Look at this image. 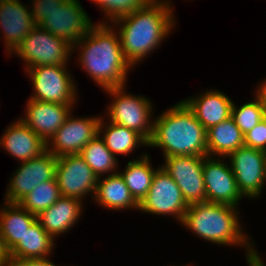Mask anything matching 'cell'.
Instances as JSON below:
<instances>
[{"instance_id":"26","label":"cell","mask_w":266,"mask_h":266,"mask_svg":"<svg viewBox=\"0 0 266 266\" xmlns=\"http://www.w3.org/2000/svg\"><path fill=\"white\" fill-rule=\"evenodd\" d=\"M157 169L152 168L148 154H143L137 160L128 162L125 170L119 172L138 204L147 195Z\"/></svg>"},{"instance_id":"2","label":"cell","mask_w":266,"mask_h":266,"mask_svg":"<svg viewBox=\"0 0 266 266\" xmlns=\"http://www.w3.org/2000/svg\"><path fill=\"white\" fill-rule=\"evenodd\" d=\"M104 22L94 24L73 49L79 46V65L103 90L125 87L131 65L123 55L119 34Z\"/></svg>"},{"instance_id":"17","label":"cell","mask_w":266,"mask_h":266,"mask_svg":"<svg viewBox=\"0 0 266 266\" xmlns=\"http://www.w3.org/2000/svg\"><path fill=\"white\" fill-rule=\"evenodd\" d=\"M32 12L19 0H0V29L5 35V43L8 54H14L16 47L35 27Z\"/></svg>"},{"instance_id":"19","label":"cell","mask_w":266,"mask_h":266,"mask_svg":"<svg viewBox=\"0 0 266 266\" xmlns=\"http://www.w3.org/2000/svg\"><path fill=\"white\" fill-rule=\"evenodd\" d=\"M206 130L231 117L233 101L220 90L183 100Z\"/></svg>"},{"instance_id":"7","label":"cell","mask_w":266,"mask_h":266,"mask_svg":"<svg viewBox=\"0 0 266 266\" xmlns=\"http://www.w3.org/2000/svg\"><path fill=\"white\" fill-rule=\"evenodd\" d=\"M66 67L47 65L25 69L34 86L30 99L73 105L77 101L76 86Z\"/></svg>"},{"instance_id":"34","label":"cell","mask_w":266,"mask_h":266,"mask_svg":"<svg viewBox=\"0 0 266 266\" xmlns=\"http://www.w3.org/2000/svg\"><path fill=\"white\" fill-rule=\"evenodd\" d=\"M9 258V251L6 249L3 238L0 235V266H6Z\"/></svg>"},{"instance_id":"25","label":"cell","mask_w":266,"mask_h":266,"mask_svg":"<svg viewBox=\"0 0 266 266\" xmlns=\"http://www.w3.org/2000/svg\"><path fill=\"white\" fill-rule=\"evenodd\" d=\"M102 121L101 116L98 134L102 136L101 138L103 139L106 147L114 156H117V154L128 155L131 151H134L138 145L148 146V141L135 130L113 122H108L105 125L104 121Z\"/></svg>"},{"instance_id":"35","label":"cell","mask_w":266,"mask_h":266,"mask_svg":"<svg viewBox=\"0 0 266 266\" xmlns=\"http://www.w3.org/2000/svg\"><path fill=\"white\" fill-rule=\"evenodd\" d=\"M256 96L260 99V101L263 104V108L265 110L266 114V79L262 82V84H259V87L257 88Z\"/></svg>"},{"instance_id":"20","label":"cell","mask_w":266,"mask_h":266,"mask_svg":"<svg viewBox=\"0 0 266 266\" xmlns=\"http://www.w3.org/2000/svg\"><path fill=\"white\" fill-rule=\"evenodd\" d=\"M82 201L61 196L52 206L42 211L37 220L53 238L70 230L82 212Z\"/></svg>"},{"instance_id":"6","label":"cell","mask_w":266,"mask_h":266,"mask_svg":"<svg viewBox=\"0 0 266 266\" xmlns=\"http://www.w3.org/2000/svg\"><path fill=\"white\" fill-rule=\"evenodd\" d=\"M124 88L104 90L113 97L106 112L109 115V121L135 130L149 141L154 125V120H151L152 103L144 96L129 95Z\"/></svg>"},{"instance_id":"14","label":"cell","mask_w":266,"mask_h":266,"mask_svg":"<svg viewBox=\"0 0 266 266\" xmlns=\"http://www.w3.org/2000/svg\"><path fill=\"white\" fill-rule=\"evenodd\" d=\"M57 156L43 152L39 157L21 162L13 174L5 195V202L18 203L42 182L55 177Z\"/></svg>"},{"instance_id":"15","label":"cell","mask_w":266,"mask_h":266,"mask_svg":"<svg viewBox=\"0 0 266 266\" xmlns=\"http://www.w3.org/2000/svg\"><path fill=\"white\" fill-rule=\"evenodd\" d=\"M206 156L203 160V175L206 201L231 206L239 205L243 199L229 163Z\"/></svg>"},{"instance_id":"21","label":"cell","mask_w":266,"mask_h":266,"mask_svg":"<svg viewBox=\"0 0 266 266\" xmlns=\"http://www.w3.org/2000/svg\"><path fill=\"white\" fill-rule=\"evenodd\" d=\"M37 216L24 209L19 203L5 202L0 211V235L10 252L20 241Z\"/></svg>"},{"instance_id":"18","label":"cell","mask_w":266,"mask_h":266,"mask_svg":"<svg viewBox=\"0 0 266 266\" xmlns=\"http://www.w3.org/2000/svg\"><path fill=\"white\" fill-rule=\"evenodd\" d=\"M0 144L11 156L21 162L39 157L46 151L44 142L21 119L7 127Z\"/></svg>"},{"instance_id":"9","label":"cell","mask_w":266,"mask_h":266,"mask_svg":"<svg viewBox=\"0 0 266 266\" xmlns=\"http://www.w3.org/2000/svg\"><path fill=\"white\" fill-rule=\"evenodd\" d=\"M227 157L242 196L259 197L266 182V152L243 146Z\"/></svg>"},{"instance_id":"3","label":"cell","mask_w":266,"mask_h":266,"mask_svg":"<svg viewBox=\"0 0 266 266\" xmlns=\"http://www.w3.org/2000/svg\"><path fill=\"white\" fill-rule=\"evenodd\" d=\"M238 207L227 204L201 202L190 204L181 224L200 238L219 245L244 246L249 266L264 265L239 222Z\"/></svg>"},{"instance_id":"16","label":"cell","mask_w":266,"mask_h":266,"mask_svg":"<svg viewBox=\"0 0 266 266\" xmlns=\"http://www.w3.org/2000/svg\"><path fill=\"white\" fill-rule=\"evenodd\" d=\"M72 106L29 99L21 120L47 143L71 114Z\"/></svg>"},{"instance_id":"23","label":"cell","mask_w":266,"mask_h":266,"mask_svg":"<svg viewBox=\"0 0 266 266\" xmlns=\"http://www.w3.org/2000/svg\"><path fill=\"white\" fill-rule=\"evenodd\" d=\"M244 146V135L232 117L207 130V156L227 157Z\"/></svg>"},{"instance_id":"1","label":"cell","mask_w":266,"mask_h":266,"mask_svg":"<svg viewBox=\"0 0 266 266\" xmlns=\"http://www.w3.org/2000/svg\"><path fill=\"white\" fill-rule=\"evenodd\" d=\"M170 1L152 0L147 6L113 22L119 29L120 45L127 62L134 67L144 57L158 48L175 26V16ZM174 17V18H173Z\"/></svg>"},{"instance_id":"32","label":"cell","mask_w":266,"mask_h":266,"mask_svg":"<svg viewBox=\"0 0 266 266\" xmlns=\"http://www.w3.org/2000/svg\"><path fill=\"white\" fill-rule=\"evenodd\" d=\"M64 0H33L31 9L32 18L35 25H38L45 18H48V13L57 8Z\"/></svg>"},{"instance_id":"24","label":"cell","mask_w":266,"mask_h":266,"mask_svg":"<svg viewBox=\"0 0 266 266\" xmlns=\"http://www.w3.org/2000/svg\"><path fill=\"white\" fill-rule=\"evenodd\" d=\"M55 239L50 236L36 219L26 230L20 241L10 252V258L43 259L52 253Z\"/></svg>"},{"instance_id":"4","label":"cell","mask_w":266,"mask_h":266,"mask_svg":"<svg viewBox=\"0 0 266 266\" xmlns=\"http://www.w3.org/2000/svg\"><path fill=\"white\" fill-rule=\"evenodd\" d=\"M148 146L160 147L164 157L207 156V130L182 100L154 119Z\"/></svg>"},{"instance_id":"30","label":"cell","mask_w":266,"mask_h":266,"mask_svg":"<svg viewBox=\"0 0 266 266\" xmlns=\"http://www.w3.org/2000/svg\"><path fill=\"white\" fill-rule=\"evenodd\" d=\"M101 8L111 22L147 6L152 0H92Z\"/></svg>"},{"instance_id":"8","label":"cell","mask_w":266,"mask_h":266,"mask_svg":"<svg viewBox=\"0 0 266 266\" xmlns=\"http://www.w3.org/2000/svg\"><path fill=\"white\" fill-rule=\"evenodd\" d=\"M188 206L181 189L160 166L154 173L147 195L138 204V210L155 215H171L181 223Z\"/></svg>"},{"instance_id":"31","label":"cell","mask_w":266,"mask_h":266,"mask_svg":"<svg viewBox=\"0 0 266 266\" xmlns=\"http://www.w3.org/2000/svg\"><path fill=\"white\" fill-rule=\"evenodd\" d=\"M244 146L266 152V117L244 135Z\"/></svg>"},{"instance_id":"27","label":"cell","mask_w":266,"mask_h":266,"mask_svg":"<svg viewBox=\"0 0 266 266\" xmlns=\"http://www.w3.org/2000/svg\"><path fill=\"white\" fill-rule=\"evenodd\" d=\"M80 155L97 177L118 173L115 169L118 165L116 156L108 150L99 134L82 149Z\"/></svg>"},{"instance_id":"29","label":"cell","mask_w":266,"mask_h":266,"mask_svg":"<svg viewBox=\"0 0 266 266\" xmlns=\"http://www.w3.org/2000/svg\"><path fill=\"white\" fill-rule=\"evenodd\" d=\"M231 117L245 135L265 118L266 114L262 102L256 96L254 101L245 103L239 108L233 103Z\"/></svg>"},{"instance_id":"10","label":"cell","mask_w":266,"mask_h":266,"mask_svg":"<svg viewBox=\"0 0 266 266\" xmlns=\"http://www.w3.org/2000/svg\"><path fill=\"white\" fill-rule=\"evenodd\" d=\"M55 178L61 196L82 200L95 195L98 177L80 154L57 157Z\"/></svg>"},{"instance_id":"11","label":"cell","mask_w":266,"mask_h":266,"mask_svg":"<svg viewBox=\"0 0 266 266\" xmlns=\"http://www.w3.org/2000/svg\"><path fill=\"white\" fill-rule=\"evenodd\" d=\"M206 156L164 157L162 169L166 171L181 189L188 205L206 202V188L203 175V160Z\"/></svg>"},{"instance_id":"33","label":"cell","mask_w":266,"mask_h":266,"mask_svg":"<svg viewBox=\"0 0 266 266\" xmlns=\"http://www.w3.org/2000/svg\"><path fill=\"white\" fill-rule=\"evenodd\" d=\"M6 266H56L49 258L19 259L9 258Z\"/></svg>"},{"instance_id":"12","label":"cell","mask_w":266,"mask_h":266,"mask_svg":"<svg viewBox=\"0 0 266 266\" xmlns=\"http://www.w3.org/2000/svg\"><path fill=\"white\" fill-rule=\"evenodd\" d=\"M48 15L38 26L71 45L76 44L94 25L78 0H64Z\"/></svg>"},{"instance_id":"28","label":"cell","mask_w":266,"mask_h":266,"mask_svg":"<svg viewBox=\"0 0 266 266\" xmlns=\"http://www.w3.org/2000/svg\"><path fill=\"white\" fill-rule=\"evenodd\" d=\"M61 197L57 180L42 182L18 203L31 214L38 216Z\"/></svg>"},{"instance_id":"22","label":"cell","mask_w":266,"mask_h":266,"mask_svg":"<svg viewBox=\"0 0 266 266\" xmlns=\"http://www.w3.org/2000/svg\"><path fill=\"white\" fill-rule=\"evenodd\" d=\"M92 198L100 206L108 209L125 210L135 208L138 210V203L130 194L129 188L119 172L107 175L104 179L98 177L95 195Z\"/></svg>"},{"instance_id":"13","label":"cell","mask_w":266,"mask_h":266,"mask_svg":"<svg viewBox=\"0 0 266 266\" xmlns=\"http://www.w3.org/2000/svg\"><path fill=\"white\" fill-rule=\"evenodd\" d=\"M101 117H67L63 125L46 143V150L60 157L80 154L82 149L98 135Z\"/></svg>"},{"instance_id":"5","label":"cell","mask_w":266,"mask_h":266,"mask_svg":"<svg viewBox=\"0 0 266 266\" xmlns=\"http://www.w3.org/2000/svg\"><path fill=\"white\" fill-rule=\"evenodd\" d=\"M75 50L68 41L36 25L14 53L25 61L28 69L33 66L66 65Z\"/></svg>"}]
</instances>
